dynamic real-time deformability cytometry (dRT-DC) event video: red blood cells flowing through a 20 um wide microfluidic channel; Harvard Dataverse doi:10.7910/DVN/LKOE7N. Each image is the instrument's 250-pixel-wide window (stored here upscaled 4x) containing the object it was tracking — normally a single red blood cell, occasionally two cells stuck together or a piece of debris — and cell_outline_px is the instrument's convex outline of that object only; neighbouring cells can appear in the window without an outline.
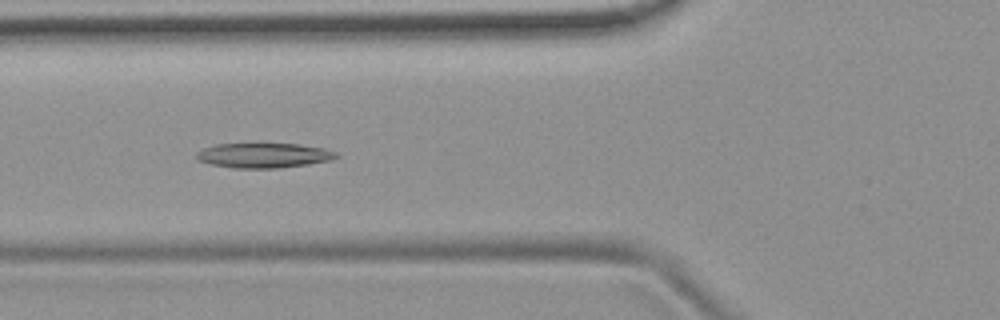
{"species": "common noctule bat (a hibernating species)", "species_latin": "Nyctalus noctula", "temperature_condition": "room temperature", "stored_images_in_passage": 37, "camera_frame_rate_fps": 3000, "um_per_image_px": 0.085, "animal": {"sex": "female", "body_mass_g": 19.9}, "frame": {"image": 1, "passage_image": 11, "time_ms": 3.333, "image_size_px": [1000, 320], "cell_outline_px": [[340, 156], [332, 160], [308, 164], [280, 168], [232, 168], [212, 164], [196, 160], [196, 152], [204, 148], [216, 144], [300, 144], [324, 148], [340, 152]], "centroid_in_image_um": [22.47, 13.21], "position_along_channel_um": 103.3, "area_um2": 20.4}}
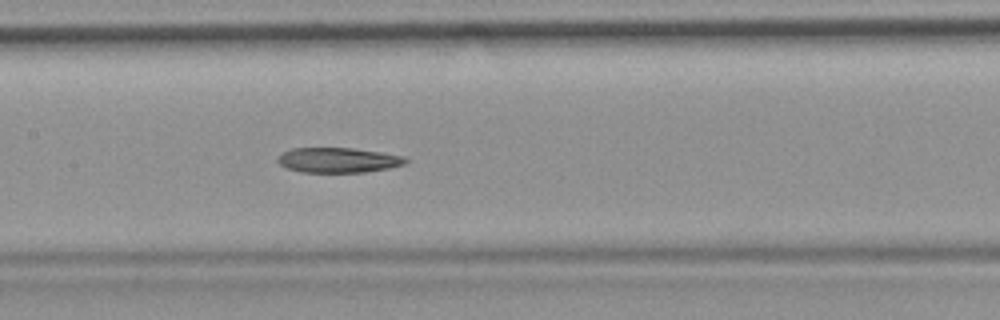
{"frame": {"image": 2, "passage_image": 17, "time_ms": 5.333, "image_size_px": [1000, 320], "cell_outline_px": [[408, 160], [404, 164], [388, 168], [364, 172], [300, 172], [284, 168], [276, 160], [284, 152], [292, 148], [352, 148], [380, 152], [404, 156]], "centroid_in_image_um": [28.72, 13.61], "position_along_channel_um": 178.7, "area_um2": 18.55}}
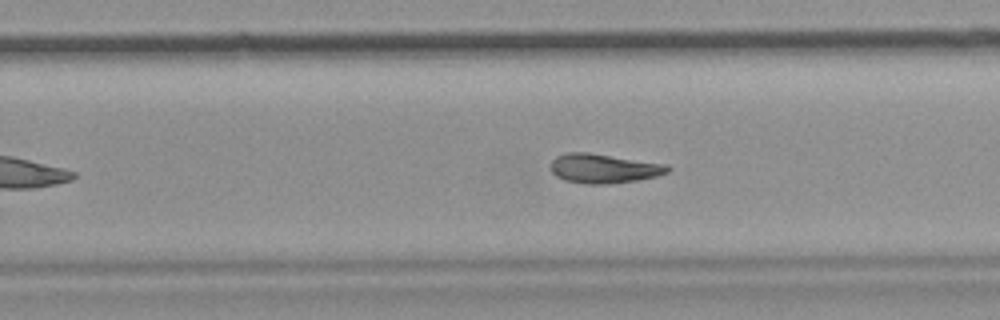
{"frame": {"image": 3, "passage_image": 25, "time_ms": 8.0, "image_size_px": [1000, 320], "cell_outline_px": [[672, 168], [668, 172], [656, 176], [636, 180], [608, 184], [584, 184], [564, 180], [556, 176], [548, 168], [552, 160], [556, 156], [568, 152], [588, 152], [668, 164]], "centroid_in_image_um": [51.29, 14.31], "position_along_channel_um": 278.5, "area_um2": 20.23}, "authors_computed_cell_mechanics": {"area_um2": 19.8832, "velocity_mm_per_s": 3.7617, "shape_relaxation_time_tau1_ms": null, "shape_relaxation_time_tau2_ms": 10.3116, "deformation_change_tau1": null, "deformation_change_tau2": 0.1967}}